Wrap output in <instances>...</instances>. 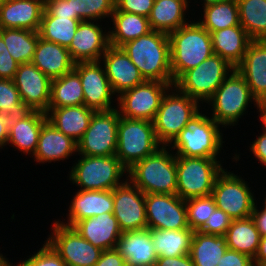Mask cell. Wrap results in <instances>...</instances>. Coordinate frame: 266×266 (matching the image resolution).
Returning <instances> with one entry per match:
<instances>
[{
	"mask_svg": "<svg viewBox=\"0 0 266 266\" xmlns=\"http://www.w3.org/2000/svg\"><path fill=\"white\" fill-rule=\"evenodd\" d=\"M121 48L145 80L173 83L168 34L152 30Z\"/></svg>",
	"mask_w": 266,
	"mask_h": 266,
	"instance_id": "cell-1",
	"label": "cell"
},
{
	"mask_svg": "<svg viewBox=\"0 0 266 266\" xmlns=\"http://www.w3.org/2000/svg\"><path fill=\"white\" fill-rule=\"evenodd\" d=\"M205 112L194 115L168 147L176 156L215 158L222 162L224 158L219 157L225 144L223 127Z\"/></svg>",
	"mask_w": 266,
	"mask_h": 266,
	"instance_id": "cell-2",
	"label": "cell"
},
{
	"mask_svg": "<svg viewBox=\"0 0 266 266\" xmlns=\"http://www.w3.org/2000/svg\"><path fill=\"white\" fill-rule=\"evenodd\" d=\"M171 73L174 82L187 70L214 54L211 33L197 20L169 34Z\"/></svg>",
	"mask_w": 266,
	"mask_h": 266,
	"instance_id": "cell-3",
	"label": "cell"
},
{
	"mask_svg": "<svg viewBox=\"0 0 266 266\" xmlns=\"http://www.w3.org/2000/svg\"><path fill=\"white\" fill-rule=\"evenodd\" d=\"M127 178L144 194H176V155L162 146L128 169Z\"/></svg>",
	"mask_w": 266,
	"mask_h": 266,
	"instance_id": "cell-4",
	"label": "cell"
},
{
	"mask_svg": "<svg viewBox=\"0 0 266 266\" xmlns=\"http://www.w3.org/2000/svg\"><path fill=\"white\" fill-rule=\"evenodd\" d=\"M206 103L210 106L208 110L211 108L208 115L226 130L229 126L239 125L242 116L248 113L247 108L251 104L257 108L259 102L243 76L233 69Z\"/></svg>",
	"mask_w": 266,
	"mask_h": 266,
	"instance_id": "cell-5",
	"label": "cell"
},
{
	"mask_svg": "<svg viewBox=\"0 0 266 266\" xmlns=\"http://www.w3.org/2000/svg\"><path fill=\"white\" fill-rule=\"evenodd\" d=\"M79 156L73 161L67 176L77 189L113 190L127 179L128 170L116 155Z\"/></svg>",
	"mask_w": 266,
	"mask_h": 266,
	"instance_id": "cell-6",
	"label": "cell"
},
{
	"mask_svg": "<svg viewBox=\"0 0 266 266\" xmlns=\"http://www.w3.org/2000/svg\"><path fill=\"white\" fill-rule=\"evenodd\" d=\"M200 108L203 111L206 109L197 100L171 86L152 121L158 142L162 146H169Z\"/></svg>",
	"mask_w": 266,
	"mask_h": 266,
	"instance_id": "cell-7",
	"label": "cell"
},
{
	"mask_svg": "<svg viewBox=\"0 0 266 266\" xmlns=\"http://www.w3.org/2000/svg\"><path fill=\"white\" fill-rule=\"evenodd\" d=\"M160 147L152 121L120 116L115 155L127 170Z\"/></svg>",
	"mask_w": 266,
	"mask_h": 266,
	"instance_id": "cell-8",
	"label": "cell"
},
{
	"mask_svg": "<svg viewBox=\"0 0 266 266\" xmlns=\"http://www.w3.org/2000/svg\"><path fill=\"white\" fill-rule=\"evenodd\" d=\"M223 163L215 158L176 156V194L183 200L211 195Z\"/></svg>",
	"mask_w": 266,
	"mask_h": 266,
	"instance_id": "cell-9",
	"label": "cell"
},
{
	"mask_svg": "<svg viewBox=\"0 0 266 266\" xmlns=\"http://www.w3.org/2000/svg\"><path fill=\"white\" fill-rule=\"evenodd\" d=\"M233 69L225 59L213 54L198 66L185 71L174 82V86L203 107Z\"/></svg>",
	"mask_w": 266,
	"mask_h": 266,
	"instance_id": "cell-10",
	"label": "cell"
},
{
	"mask_svg": "<svg viewBox=\"0 0 266 266\" xmlns=\"http://www.w3.org/2000/svg\"><path fill=\"white\" fill-rule=\"evenodd\" d=\"M224 170L217 176L212 190L217 208L224 211L232 219H245L251 217L256 196L248 181L234 171Z\"/></svg>",
	"mask_w": 266,
	"mask_h": 266,
	"instance_id": "cell-11",
	"label": "cell"
},
{
	"mask_svg": "<svg viewBox=\"0 0 266 266\" xmlns=\"http://www.w3.org/2000/svg\"><path fill=\"white\" fill-rule=\"evenodd\" d=\"M46 242L61 257L67 266H94L103 252L83 238L73 227L55 220Z\"/></svg>",
	"mask_w": 266,
	"mask_h": 266,
	"instance_id": "cell-12",
	"label": "cell"
},
{
	"mask_svg": "<svg viewBox=\"0 0 266 266\" xmlns=\"http://www.w3.org/2000/svg\"><path fill=\"white\" fill-rule=\"evenodd\" d=\"M120 113L117 109L95 111L89 127L77 142L78 155L112 156L117 150Z\"/></svg>",
	"mask_w": 266,
	"mask_h": 266,
	"instance_id": "cell-13",
	"label": "cell"
},
{
	"mask_svg": "<svg viewBox=\"0 0 266 266\" xmlns=\"http://www.w3.org/2000/svg\"><path fill=\"white\" fill-rule=\"evenodd\" d=\"M173 85L146 80L117 96L116 109L121 117L153 121L164 94Z\"/></svg>",
	"mask_w": 266,
	"mask_h": 266,
	"instance_id": "cell-14",
	"label": "cell"
},
{
	"mask_svg": "<svg viewBox=\"0 0 266 266\" xmlns=\"http://www.w3.org/2000/svg\"><path fill=\"white\" fill-rule=\"evenodd\" d=\"M84 93V105L94 111L116 109L117 96L113 93L105 68L100 61L75 63ZM115 98V99H114Z\"/></svg>",
	"mask_w": 266,
	"mask_h": 266,
	"instance_id": "cell-15",
	"label": "cell"
},
{
	"mask_svg": "<svg viewBox=\"0 0 266 266\" xmlns=\"http://www.w3.org/2000/svg\"><path fill=\"white\" fill-rule=\"evenodd\" d=\"M147 228L190 229L186 203L177 194H145Z\"/></svg>",
	"mask_w": 266,
	"mask_h": 266,
	"instance_id": "cell-16",
	"label": "cell"
},
{
	"mask_svg": "<svg viewBox=\"0 0 266 266\" xmlns=\"http://www.w3.org/2000/svg\"><path fill=\"white\" fill-rule=\"evenodd\" d=\"M112 191L113 214L121 231L147 229L145 194L128 178Z\"/></svg>",
	"mask_w": 266,
	"mask_h": 266,
	"instance_id": "cell-17",
	"label": "cell"
},
{
	"mask_svg": "<svg viewBox=\"0 0 266 266\" xmlns=\"http://www.w3.org/2000/svg\"><path fill=\"white\" fill-rule=\"evenodd\" d=\"M13 82L27 110H48L51 79L35 65L31 62L19 64Z\"/></svg>",
	"mask_w": 266,
	"mask_h": 266,
	"instance_id": "cell-18",
	"label": "cell"
},
{
	"mask_svg": "<svg viewBox=\"0 0 266 266\" xmlns=\"http://www.w3.org/2000/svg\"><path fill=\"white\" fill-rule=\"evenodd\" d=\"M99 21H81L76 33L67 48L73 61L97 62L110 46L109 25L104 28ZM104 29V30H103Z\"/></svg>",
	"mask_w": 266,
	"mask_h": 266,
	"instance_id": "cell-19",
	"label": "cell"
},
{
	"mask_svg": "<svg viewBox=\"0 0 266 266\" xmlns=\"http://www.w3.org/2000/svg\"><path fill=\"white\" fill-rule=\"evenodd\" d=\"M100 62L116 96L146 81L121 47L110 45Z\"/></svg>",
	"mask_w": 266,
	"mask_h": 266,
	"instance_id": "cell-20",
	"label": "cell"
},
{
	"mask_svg": "<svg viewBox=\"0 0 266 266\" xmlns=\"http://www.w3.org/2000/svg\"><path fill=\"white\" fill-rule=\"evenodd\" d=\"M46 121V113L38 110H27L19 116L12 117L6 146H12L14 151L18 149L27 156H33Z\"/></svg>",
	"mask_w": 266,
	"mask_h": 266,
	"instance_id": "cell-21",
	"label": "cell"
},
{
	"mask_svg": "<svg viewBox=\"0 0 266 266\" xmlns=\"http://www.w3.org/2000/svg\"><path fill=\"white\" fill-rule=\"evenodd\" d=\"M45 0H0V29L38 31Z\"/></svg>",
	"mask_w": 266,
	"mask_h": 266,
	"instance_id": "cell-22",
	"label": "cell"
},
{
	"mask_svg": "<svg viewBox=\"0 0 266 266\" xmlns=\"http://www.w3.org/2000/svg\"><path fill=\"white\" fill-rule=\"evenodd\" d=\"M69 204L67 219L61 224L72 227L76 222L87 219L102 213L113 212V191L112 190H81L74 192ZM65 221V222H64Z\"/></svg>",
	"mask_w": 266,
	"mask_h": 266,
	"instance_id": "cell-23",
	"label": "cell"
},
{
	"mask_svg": "<svg viewBox=\"0 0 266 266\" xmlns=\"http://www.w3.org/2000/svg\"><path fill=\"white\" fill-rule=\"evenodd\" d=\"M78 156L77 142L60 132L46 121L41 129L38 146L32 158L37 164L62 162L71 156Z\"/></svg>",
	"mask_w": 266,
	"mask_h": 266,
	"instance_id": "cell-24",
	"label": "cell"
},
{
	"mask_svg": "<svg viewBox=\"0 0 266 266\" xmlns=\"http://www.w3.org/2000/svg\"><path fill=\"white\" fill-rule=\"evenodd\" d=\"M235 69L258 102L266 100V39L251 40L242 62Z\"/></svg>",
	"mask_w": 266,
	"mask_h": 266,
	"instance_id": "cell-25",
	"label": "cell"
},
{
	"mask_svg": "<svg viewBox=\"0 0 266 266\" xmlns=\"http://www.w3.org/2000/svg\"><path fill=\"white\" fill-rule=\"evenodd\" d=\"M83 238L102 250L117 247L122 231L113 212L102 213L72 226Z\"/></svg>",
	"mask_w": 266,
	"mask_h": 266,
	"instance_id": "cell-26",
	"label": "cell"
},
{
	"mask_svg": "<svg viewBox=\"0 0 266 266\" xmlns=\"http://www.w3.org/2000/svg\"><path fill=\"white\" fill-rule=\"evenodd\" d=\"M116 249L126 266H155L158 258L149 229L122 232Z\"/></svg>",
	"mask_w": 266,
	"mask_h": 266,
	"instance_id": "cell-27",
	"label": "cell"
},
{
	"mask_svg": "<svg viewBox=\"0 0 266 266\" xmlns=\"http://www.w3.org/2000/svg\"><path fill=\"white\" fill-rule=\"evenodd\" d=\"M31 63L51 80L62 77L75 66L67 48L40 37Z\"/></svg>",
	"mask_w": 266,
	"mask_h": 266,
	"instance_id": "cell-28",
	"label": "cell"
},
{
	"mask_svg": "<svg viewBox=\"0 0 266 266\" xmlns=\"http://www.w3.org/2000/svg\"><path fill=\"white\" fill-rule=\"evenodd\" d=\"M192 0H155L152 11L148 17L152 30L170 34L181 26L188 24L192 17L186 18ZM190 6V7H189ZM187 13V14H186ZM189 20V21H188Z\"/></svg>",
	"mask_w": 266,
	"mask_h": 266,
	"instance_id": "cell-29",
	"label": "cell"
},
{
	"mask_svg": "<svg viewBox=\"0 0 266 266\" xmlns=\"http://www.w3.org/2000/svg\"><path fill=\"white\" fill-rule=\"evenodd\" d=\"M94 112L93 109L83 104L62 108H48L45 113L48 122L64 135L78 142L89 127Z\"/></svg>",
	"mask_w": 266,
	"mask_h": 266,
	"instance_id": "cell-30",
	"label": "cell"
},
{
	"mask_svg": "<svg viewBox=\"0 0 266 266\" xmlns=\"http://www.w3.org/2000/svg\"><path fill=\"white\" fill-rule=\"evenodd\" d=\"M213 52L236 68L243 60L251 42L242 26H233L211 33Z\"/></svg>",
	"mask_w": 266,
	"mask_h": 266,
	"instance_id": "cell-31",
	"label": "cell"
},
{
	"mask_svg": "<svg viewBox=\"0 0 266 266\" xmlns=\"http://www.w3.org/2000/svg\"><path fill=\"white\" fill-rule=\"evenodd\" d=\"M109 22H113L109 27V43L114 47H121L152 31L148 17L143 15L113 11Z\"/></svg>",
	"mask_w": 266,
	"mask_h": 266,
	"instance_id": "cell-32",
	"label": "cell"
},
{
	"mask_svg": "<svg viewBox=\"0 0 266 266\" xmlns=\"http://www.w3.org/2000/svg\"><path fill=\"white\" fill-rule=\"evenodd\" d=\"M227 249L225 236L194 231L189 255L194 266H217Z\"/></svg>",
	"mask_w": 266,
	"mask_h": 266,
	"instance_id": "cell-33",
	"label": "cell"
},
{
	"mask_svg": "<svg viewBox=\"0 0 266 266\" xmlns=\"http://www.w3.org/2000/svg\"><path fill=\"white\" fill-rule=\"evenodd\" d=\"M84 104V93L78 73L72 69L62 77L51 80L48 108H62Z\"/></svg>",
	"mask_w": 266,
	"mask_h": 266,
	"instance_id": "cell-34",
	"label": "cell"
},
{
	"mask_svg": "<svg viewBox=\"0 0 266 266\" xmlns=\"http://www.w3.org/2000/svg\"><path fill=\"white\" fill-rule=\"evenodd\" d=\"M147 229L151 233L153 245L158 257H178L189 254L194 234L193 230Z\"/></svg>",
	"mask_w": 266,
	"mask_h": 266,
	"instance_id": "cell-35",
	"label": "cell"
},
{
	"mask_svg": "<svg viewBox=\"0 0 266 266\" xmlns=\"http://www.w3.org/2000/svg\"><path fill=\"white\" fill-rule=\"evenodd\" d=\"M228 249L250 256L252 259L257 253L260 243V234L251 217L233 219L226 234Z\"/></svg>",
	"mask_w": 266,
	"mask_h": 266,
	"instance_id": "cell-36",
	"label": "cell"
},
{
	"mask_svg": "<svg viewBox=\"0 0 266 266\" xmlns=\"http://www.w3.org/2000/svg\"><path fill=\"white\" fill-rule=\"evenodd\" d=\"M197 21L209 32L241 26L237 0H224L203 7ZM203 17V18H202Z\"/></svg>",
	"mask_w": 266,
	"mask_h": 266,
	"instance_id": "cell-37",
	"label": "cell"
},
{
	"mask_svg": "<svg viewBox=\"0 0 266 266\" xmlns=\"http://www.w3.org/2000/svg\"><path fill=\"white\" fill-rule=\"evenodd\" d=\"M10 55L19 64L32 62L39 39L38 31L27 29H0Z\"/></svg>",
	"mask_w": 266,
	"mask_h": 266,
	"instance_id": "cell-38",
	"label": "cell"
},
{
	"mask_svg": "<svg viewBox=\"0 0 266 266\" xmlns=\"http://www.w3.org/2000/svg\"><path fill=\"white\" fill-rule=\"evenodd\" d=\"M80 22L69 17H54L44 9L38 33L40 38L68 48Z\"/></svg>",
	"mask_w": 266,
	"mask_h": 266,
	"instance_id": "cell-39",
	"label": "cell"
},
{
	"mask_svg": "<svg viewBox=\"0 0 266 266\" xmlns=\"http://www.w3.org/2000/svg\"><path fill=\"white\" fill-rule=\"evenodd\" d=\"M240 25L252 40L266 39V1L237 0Z\"/></svg>",
	"mask_w": 266,
	"mask_h": 266,
	"instance_id": "cell-40",
	"label": "cell"
},
{
	"mask_svg": "<svg viewBox=\"0 0 266 266\" xmlns=\"http://www.w3.org/2000/svg\"><path fill=\"white\" fill-rule=\"evenodd\" d=\"M71 1L72 15L80 21H100L111 19L115 8L114 0H68Z\"/></svg>",
	"mask_w": 266,
	"mask_h": 266,
	"instance_id": "cell-41",
	"label": "cell"
},
{
	"mask_svg": "<svg viewBox=\"0 0 266 266\" xmlns=\"http://www.w3.org/2000/svg\"><path fill=\"white\" fill-rule=\"evenodd\" d=\"M189 228L198 231L217 208L212 195L185 200Z\"/></svg>",
	"mask_w": 266,
	"mask_h": 266,
	"instance_id": "cell-42",
	"label": "cell"
},
{
	"mask_svg": "<svg viewBox=\"0 0 266 266\" xmlns=\"http://www.w3.org/2000/svg\"><path fill=\"white\" fill-rule=\"evenodd\" d=\"M25 111L27 109L22 103L13 80L0 79V112L15 117L23 114Z\"/></svg>",
	"mask_w": 266,
	"mask_h": 266,
	"instance_id": "cell-43",
	"label": "cell"
},
{
	"mask_svg": "<svg viewBox=\"0 0 266 266\" xmlns=\"http://www.w3.org/2000/svg\"><path fill=\"white\" fill-rule=\"evenodd\" d=\"M32 255L23 258L15 266H67L54 249L46 242Z\"/></svg>",
	"mask_w": 266,
	"mask_h": 266,
	"instance_id": "cell-44",
	"label": "cell"
},
{
	"mask_svg": "<svg viewBox=\"0 0 266 266\" xmlns=\"http://www.w3.org/2000/svg\"><path fill=\"white\" fill-rule=\"evenodd\" d=\"M232 221L233 219L228 214L221 209L216 208L198 232L209 235L225 236Z\"/></svg>",
	"mask_w": 266,
	"mask_h": 266,
	"instance_id": "cell-45",
	"label": "cell"
},
{
	"mask_svg": "<svg viewBox=\"0 0 266 266\" xmlns=\"http://www.w3.org/2000/svg\"><path fill=\"white\" fill-rule=\"evenodd\" d=\"M114 11H122L149 17L155 0H114Z\"/></svg>",
	"mask_w": 266,
	"mask_h": 266,
	"instance_id": "cell-46",
	"label": "cell"
},
{
	"mask_svg": "<svg viewBox=\"0 0 266 266\" xmlns=\"http://www.w3.org/2000/svg\"><path fill=\"white\" fill-rule=\"evenodd\" d=\"M18 66L19 63L12 58L0 36V79L13 80Z\"/></svg>",
	"mask_w": 266,
	"mask_h": 266,
	"instance_id": "cell-47",
	"label": "cell"
},
{
	"mask_svg": "<svg viewBox=\"0 0 266 266\" xmlns=\"http://www.w3.org/2000/svg\"><path fill=\"white\" fill-rule=\"evenodd\" d=\"M45 10L54 17L78 19V15H72L71 1L68 0H45Z\"/></svg>",
	"mask_w": 266,
	"mask_h": 266,
	"instance_id": "cell-48",
	"label": "cell"
},
{
	"mask_svg": "<svg viewBox=\"0 0 266 266\" xmlns=\"http://www.w3.org/2000/svg\"><path fill=\"white\" fill-rule=\"evenodd\" d=\"M217 266H254V264L250 256L227 249Z\"/></svg>",
	"mask_w": 266,
	"mask_h": 266,
	"instance_id": "cell-49",
	"label": "cell"
},
{
	"mask_svg": "<svg viewBox=\"0 0 266 266\" xmlns=\"http://www.w3.org/2000/svg\"><path fill=\"white\" fill-rule=\"evenodd\" d=\"M251 143L248 146L249 151L253 154L255 160L259 161L260 166L264 165L266 168V131L262 129V132Z\"/></svg>",
	"mask_w": 266,
	"mask_h": 266,
	"instance_id": "cell-50",
	"label": "cell"
},
{
	"mask_svg": "<svg viewBox=\"0 0 266 266\" xmlns=\"http://www.w3.org/2000/svg\"><path fill=\"white\" fill-rule=\"evenodd\" d=\"M94 266H126L124 258L116 248L103 250L100 259Z\"/></svg>",
	"mask_w": 266,
	"mask_h": 266,
	"instance_id": "cell-51",
	"label": "cell"
},
{
	"mask_svg": "<svg viewBox=\"0 0 266 266\" xmlns=\"http://www.w3.org/2000/svg\"><path fill=\"white\" fill-rule=\"evenodd\" d=\"M261 204L263 206L259 205V203L256 201L251 218L253 219L260 236L263 237L266 236V205L262 202Z\"/></svg>",
	"mask_w": 266,
	"mask_h": 266,
	"instance_id": "cell-52",
	"label": "cell"
},
{
	"mask_svg": "<svg viewBox=\"0 0 266 266\" xmlns=\"http://www.w3.org/2000/svg\"><path fill=\"white\" fill-rule=\"evenodd\" d=\"M155 266H194L190 255L178 257H158Z\"/></svg>",
	"mask_w": 266,
	"mask_h": 266,
	"instance_id": "cell-53",
	"label": "cell"
},
{
	"mask_svg": "<svg viewBox=\"0 0 266 266\" xmlns=\"http://www.w3.org/2000/svg\"><path fill=\"white\" fill-rule=\"evenodd\" d=\"M12 117L9 114L0 112V149L3 150L6 147L8 136H9V127Z\"/></svg>",
	"mask_w": 266,
	"mask_h": 266,
	"instance_id": "cell-54",
	"label": "cell"
},
{
	"mask_svg": "<svg viewBox=\"0 0 266 266\" xmlns=\"http://www.w3.org/2000/svg\"><path fill=\"white\" fill-rule=\"evenodd\" d=\"M254 266H266V236L260 237L256 255L253 258Z\"/></svg>",
	"mask_w": 266,
	"mask_h": 266,
	"instance_id": "cell-55",
	"label": "cell"
},
{
	"mask_svg": "<svg viewBox=\"0 0 266 266\" xmlns=\"http://www.w3.org/2000/svg\"><path fill=\"white\" fill-rule=\"evenodd\" d=\"M258 120L261 122V127L264 131H266V100L260 101L257 106ZM260 113V114H259Z\"/></svg>",
	"mask_w": 266,
	"mask_h": 266,
	"instance_id": "cell-56",
	"label": "cell"
},
{
	"mask_svg": "<svg viewBox=\"0 0 266 266\" xmlns=\"http://www.w3.org/2000/svg\"><path fill=\"white\" fill-rule=\"evenodd\" d=\"M9 261L6 255L4 256V254L0 252V266H15V263H12L13 261Z\"/></svg>",
	"mask_w": 266,
	"mask_h": 266,
	"instance_id": "cell-57",
	"label": "cell"
},
{
	"mask_svg": "<svg viewBox=\"0 0 266 266\" xmlns=\"http://www.w3.org/2000/svg\"><path fill=\"white\" fill-rule=\"evenodd\" d=\"M193 1H194L193 4L199 3V2L203 3V4H201L202 5V8H203V7L207 6V5L215 4V3H218V2H222L224 0H200L199 2H198V0L197 1L196 0H193Z\"/></svg>",
	"mask_w": 266,
	"mask_h": 266,
	"instance_id": "cell-58",
	"label": "cell"
},
{
	"mask_svg": "<svg viewBox=\"0 0 266 266\" xmlns=\"http://www.w3.org/2000/svg\"><path fill=\"white\" fill-rule=\"evenodd\" d=\"M266 193V192H265ZM265 197L264 198H262L263 199V203L266 205V194H263Z\"/></svg>",
	"mask_w": 266,
	"mask_h": 266,
	"instance_id": "cell-59",
	"label": "cell"
}]
</instances>
